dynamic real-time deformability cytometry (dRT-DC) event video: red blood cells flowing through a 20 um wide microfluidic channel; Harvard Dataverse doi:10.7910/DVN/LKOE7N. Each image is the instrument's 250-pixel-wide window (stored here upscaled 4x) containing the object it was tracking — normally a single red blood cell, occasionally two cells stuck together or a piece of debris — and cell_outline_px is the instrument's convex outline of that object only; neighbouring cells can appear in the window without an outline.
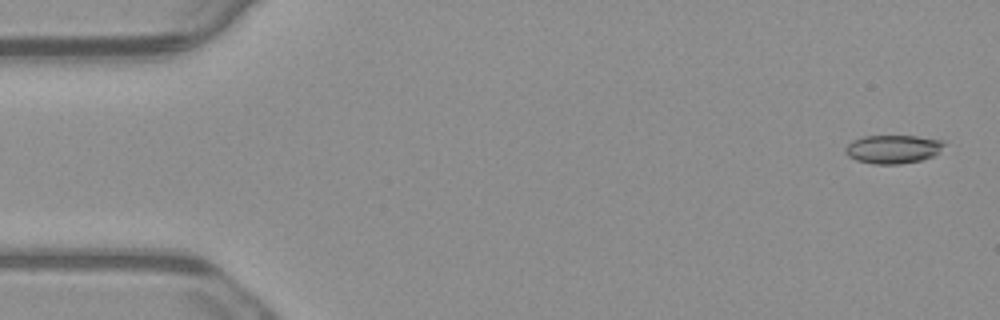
{"species": "common noctule bat (a hibernating species)", "species_latin": "Nyctalus noctula", "temperature_condition": "warm", "stored_images_in_passage": 5, "camera_frame_rate_fps": 3000, "um_per_image_px": 0.085, "animal": {"sex": "male", "body_mass_g": 23.1, "forearm_length_mm": 52.7}, "frame": {"image": 1, "passage_image": 1, "time_ms": 0.0, "image_size_px": [1000, 320], "cell_outline_px": [[948, 144], [932, 156], [920, 160], [900, 164], [872, 164], [856, 160], [848, 156], [844, 152], [844, 148], [852, 140], [864, 136], [916, 136], [944, 140]], "centroid_in_image_um": [75.9, 12.67], "position_along_channel_um": 9.1, "area_um2": 16.53}}
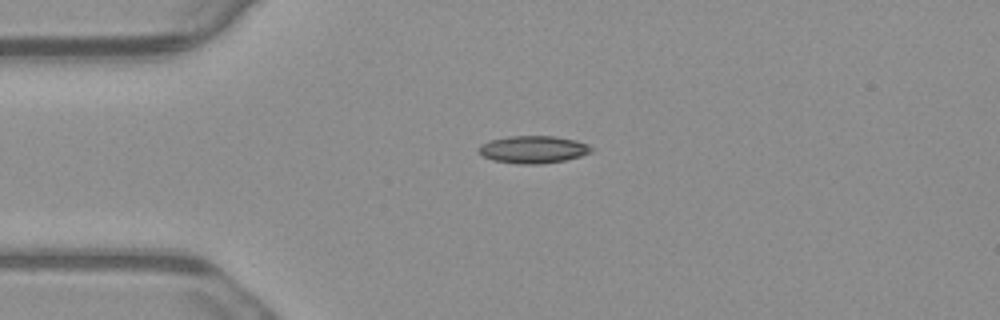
{"frame": {"image": 2, "passage_image": 4, "time_ms": 1.0, "image_size_px": [1000, 320], "cell_outline_px": [[596, 148], [592, 152], [580, 156], [564, 160], [540, 164], [516, 164], [492, 160], [476, 152], [476, 148], [480, 144], [488, 140], [508, 136], [556, 136], [576, 140], [588, 144]], "centroid_in_image_um": [45.29, 12.7], "position_along_channel_um": 39.7, "area_um2": 18.38}}